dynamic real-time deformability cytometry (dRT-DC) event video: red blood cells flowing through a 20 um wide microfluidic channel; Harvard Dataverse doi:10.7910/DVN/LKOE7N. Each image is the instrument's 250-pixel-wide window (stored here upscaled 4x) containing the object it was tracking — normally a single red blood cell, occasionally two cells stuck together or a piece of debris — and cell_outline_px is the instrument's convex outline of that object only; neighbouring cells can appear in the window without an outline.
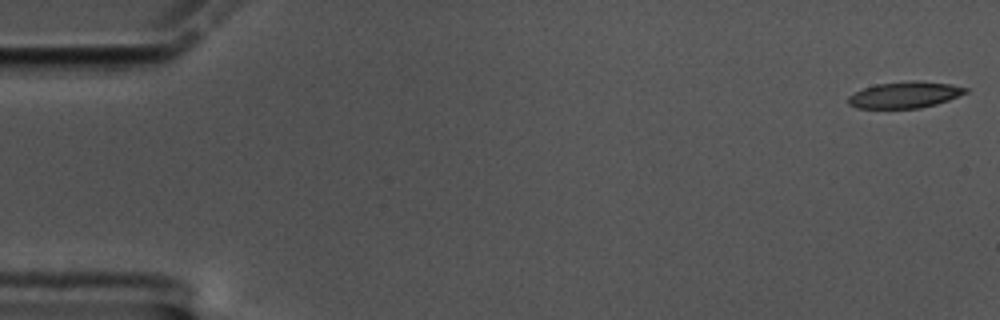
{"species": "common noctule bat (a hibernating species)", "species_latin": "Nyctalus noctula", "temperature_condition": "cold", "stored_images_in_passage": 59, "camera_frame_rate_fps": 3000, "um_per_image_px": 0.085, "animal": {"sex": "male", "body_mass_g": 17.5, "forearm_length_mm": 52.3}, "frame": {"image": 1, "passage_image": 1, "time_ms": 0.0, "image_size_px": [1000, 320], "cell_outline_px": [[968, 92], [948, 100], [936, 104], [920, 108], [856, 108], [848, 104], [848, 96], [864, 88], [876, 84], [916, 80], [952, 84], [968, 88]], "centroid_in_image_um": [76.92, 8.06], "position_along_channel_um": 8.1, "area_um2": 17.98}}
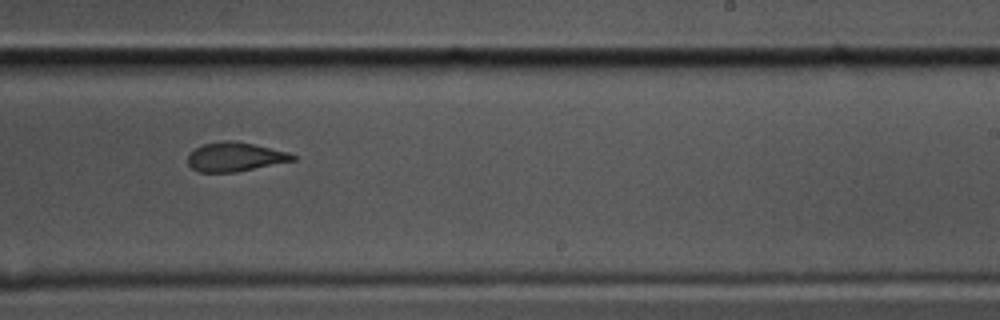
{"frame": {"image": 2, "passage_image": 36, "time_ms": 11.667, "image_size_px": [1000, 320], "cell_outline_px": [[296, 160], [236, 172], [200, 172], [192, 168], [188, 164], [188, 156], [196, 148], [204, 144], [220, 140], [232, 140], [252, 144], [288, 152], [296, 156]], "centroid_in_image_um": [19.98, 13.33], "position_along_channel_um": 269.0, "area_um2": 17.63}}
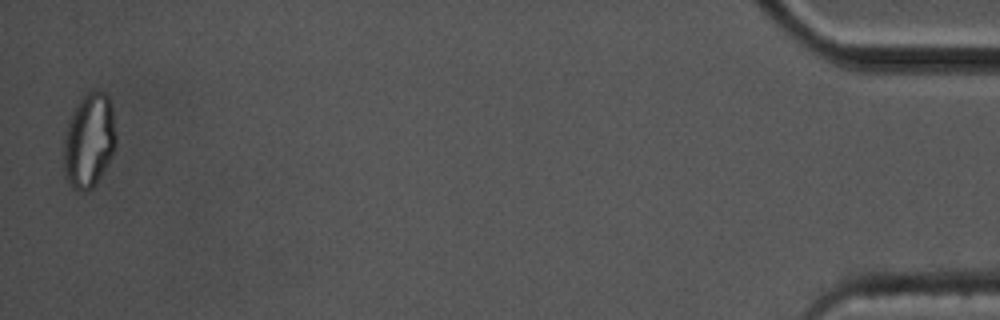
{"frame": {"image": 3, "passage_image": 58, "time_ms": 19.0, "image_size_px": [1000, 320], "cell_outline_px": [[116, 144], [112, 156], [96, 184], [88, 192], [80, 192], [72, 188], [64, 176], [64, 140], [68, 120], [80, 100], [88, 92], [104, 92], [108, 96], [112, 108], [116, 136]], "centroid_in_image_um": [7.57, 12.01], "position_along_channel_um": 427.6, "area_um2": 28.78}, "authors_computed_cell_mechanics": {"area_um2": 18.9584, "velocity_mm_per_s": 3.4123, "shape_relaxation_time_tau1_ms": 7.1858, "shape_relaxation_time_tau2_ms": 2.4214, "deformation_change_tau1": 0.1987, "deformation_change_tau2": 0.0939}}